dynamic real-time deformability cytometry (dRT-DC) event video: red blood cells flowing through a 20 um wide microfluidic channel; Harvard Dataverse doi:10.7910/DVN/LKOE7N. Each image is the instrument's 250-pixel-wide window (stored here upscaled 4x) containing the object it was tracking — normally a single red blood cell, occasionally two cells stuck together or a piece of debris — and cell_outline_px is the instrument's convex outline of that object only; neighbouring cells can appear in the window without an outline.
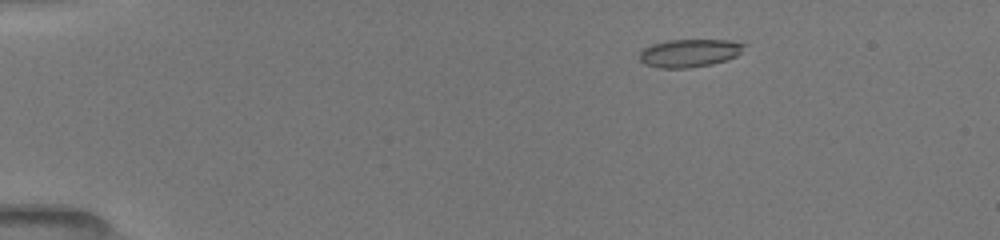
{"species": "common noctule bat (a hibernating species)", "species_latin": "Nyctalus noctula", "temperature_condition": "room temperature", "stored_images_in_passage": 12, "camera_frame_rate_fps": 3000, "um_per_image_px": 0.085, "animal": {"sex": "female", "body_mass_g": 19.5, "forearm_length_mm": 54.1}, "frame": {"image": 1, "passage_image": 2, "time_ms": 0.667, "image_size_px": [1000, 240], "cell_outline_px": [[748, 44], [736, 56], [728, 60], [712, 64], [688, 68], [660, 68], [644, 64], [640, 60], [640, 52], [644, 48], [652, 44], [668, 40], [728, 40]], "centroid_in_image_um": [58.62, 4.51], "position_along_channel_um": 26.4, "area_um2": 17.11}}
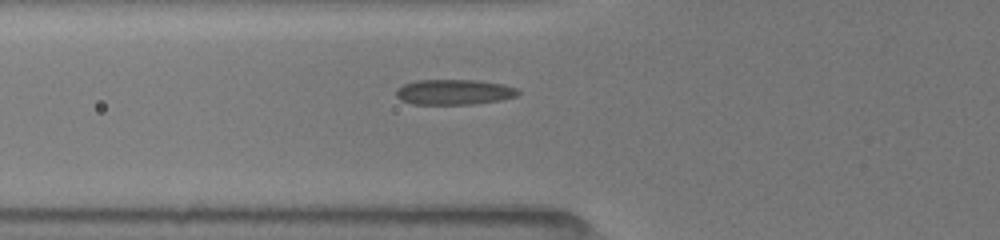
{"frame": {"image": 2, "passage_image": 8, "time_ms": 4.333, "image_size_px": [1000, 240], "cell_outline_px": [[520, 92], [516, 96], [500, 100], [472, 104], [412, 104], [400, 100], [396, 96], [396, 88], [404, 84], [416, 80], [480, 80], [504, 84], [516, 88]], "centroid_in_image_um": [38.58, 7.82], "position_along_channel_um": 87.2, "area_um2": 18.09}}
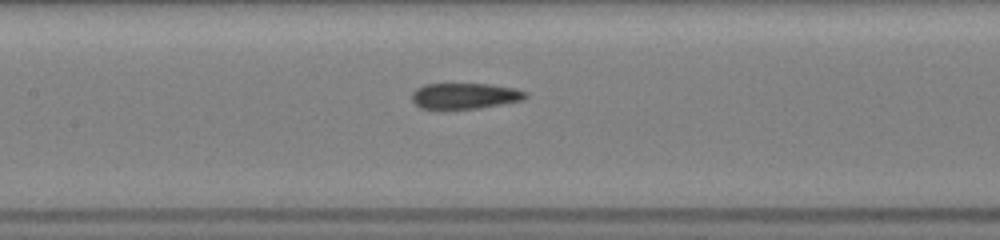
{"frame": {"image": 3, "passage_image": 11, "time_ms": 6.333, "image_size_px": [1000, 240], "cell_outline_px": [[528, 96], [520, 100], [480, 108], [440, 112], [420, 108], [412, 100], [412, 92], [416, 88], [424, 84], [492, 84], [516, 88], [528, 92]], "centroid_in_image_um": [39.45, 8.19], "position_along_channel_um": 168.0, "area_um2": 17.86}}